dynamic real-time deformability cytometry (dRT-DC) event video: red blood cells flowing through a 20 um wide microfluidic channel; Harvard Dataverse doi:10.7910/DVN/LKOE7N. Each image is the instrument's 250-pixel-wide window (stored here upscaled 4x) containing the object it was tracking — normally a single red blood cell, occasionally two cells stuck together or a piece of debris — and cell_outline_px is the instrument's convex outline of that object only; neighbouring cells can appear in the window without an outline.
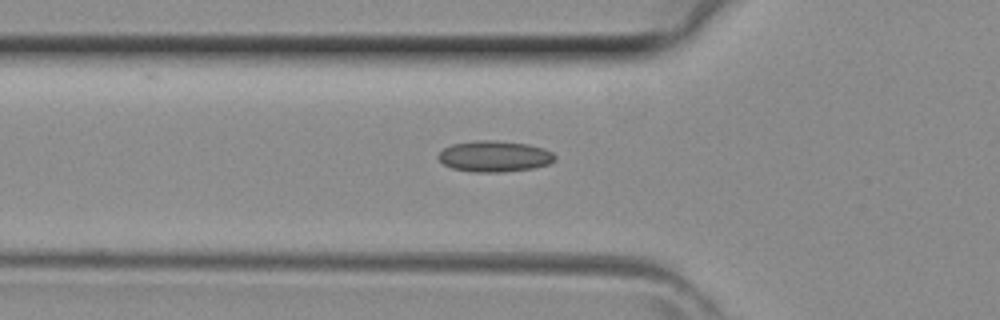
{"species": "common noctule bat (a hibernating species)", "species_latin": "Nyctalus noctula", "temperature_condition": "room temperature", "stored_images_in_passage": 27, "camera_frame_rate_fps": 3000, "um_per_image_px": 0.085, "animal": {"sex": "female", "body_mass_g": 29.2, "forearm_length_mm": 56.3}, "frame": {"image": 1, "passage_image": 3, "time_ms": 0.667, "image_size_px": [1000, 320], "cell_outline_px": [[556, 160], [548, 164], [532, 168], [500, 172], [472, 172], [452, 168], [444, 164], [436, 156], [444, 148], [452, 144], [476, 140], [492, 140], [528, 144], [544, 148], [552, 152], [556, 156]], "centroid_in_image_um": [42.03, 13.28], "position_along_channel_um": 83.8, "area_um2": 21.1}}
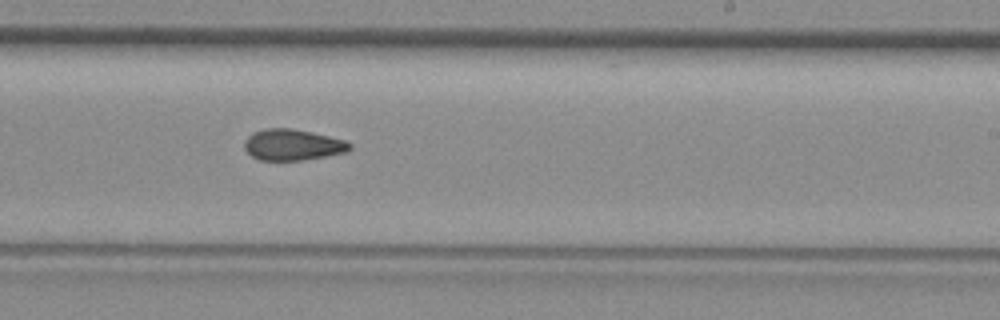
{"frame": {"image": 2, "passage_image": 14, "time_ms": 4.333, "image_size_px": [1000, 320], "cell_outline_px": [[352, 148], [348, 152], [300, 160], [260, 160], [252, 156], [244, 148], [244, 140], [248, 136], [264, 128], [292, 128], [312, 132], [344, 140], [352, 144]], "centroid_in_image_um": [24.88, 12.3], "position_along_channel_um": 264.1, "area_um2": 19.02}}
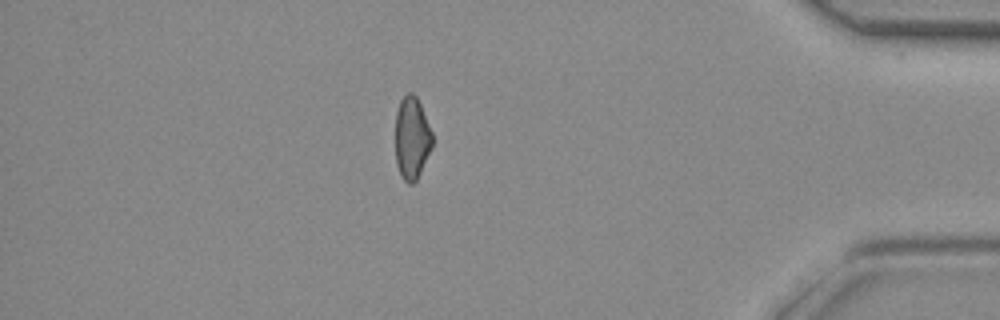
{"frame": {"image": 3, "passage_image": 25, "time_ms": 8.0, "image_size_px": [1000, 320], "cell_outline_px": [[432, 148], [416, 180], [412, 184], [408, 184], [400, 176], [396, 164], [396, 112], [400, 100], [408, 92], [412, 92], [416, 96], [420, 104], [432, 132]], "centroid_in_image_um": [35.0, 11.74], "position_along_channel_um": 400.2, "area_um2": 17.74}}